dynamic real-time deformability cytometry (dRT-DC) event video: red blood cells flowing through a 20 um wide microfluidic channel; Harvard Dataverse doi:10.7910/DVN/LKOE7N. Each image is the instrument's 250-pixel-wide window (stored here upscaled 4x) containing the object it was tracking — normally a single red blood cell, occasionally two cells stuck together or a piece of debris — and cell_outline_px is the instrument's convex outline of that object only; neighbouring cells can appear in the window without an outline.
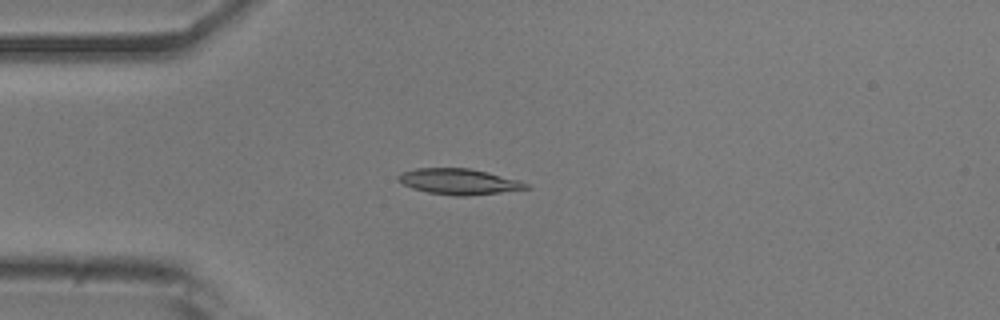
{"species": "common noctule bat (a hibernating species)", "species_latin": "Nyctalus noctula", "temperature_condition": "room temperature", "stored_images_in_passage": 19, "camera_frame_rate_fps": 3000, "um_per_image_px": 0.085, "animal": {"sex": "male", "body_mass_g": 20.5, "forearm_length_mm": 52.5}, "frame": {"image": 1, "passage_image": 1, "time_ms": 0.0, "image_size_px": [1000, 320], "cell_outline_px": [[532, 188], [468, 196], [456, 196], [428, 192], [412, 188], [396, 180], [396, 176], [400, 172], [416, 168], [468, 168], [488, 172], [520, 180], [528, 184]], "centroid_in_image_um": [38.99, 15.43], "position_along_channel_um": 46.0, "area_um2": 19.31}}
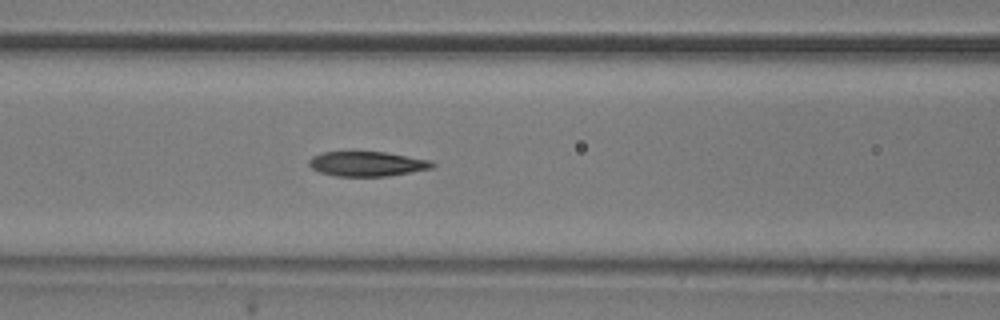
{"frame": {"image": 2, "passage_image": 9, "time_ms": 2.667, "image_size_px": [1000, 320], "cell_outline_px": [[436, 168], [388, 176], [336, 176], [320, 172], [312, 168], [308, 164], [308, 160], [312, 156], [324, 152], [384, 152], [432, 160], [436, 164]], "centroid_in_image_um": [31.26, 13.93], "position_along_channel_um": 135.3, "area_um2": 17.92}}
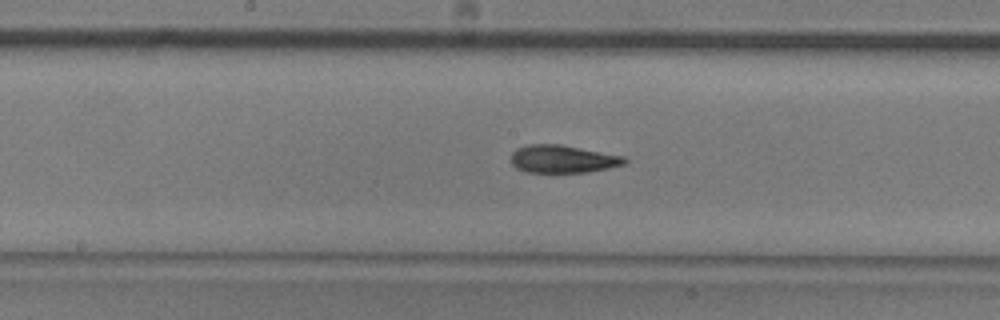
{"frame": {"image": 3, "passage_image": 14, "time_ms": 4.333, "image_size_px": [1000, 320], "cell_outline_px": [[628, 164], [588, 172], [528, 172], [516, 168], [512, 164], [512, 152], [516, 148], [528, 144], [560, 144], [624, 156], [628, 160]], "centroid_in_image_um": [47.86, 13.51], "position_along_channel_um": 200.3, "area_um2": 18.44}}